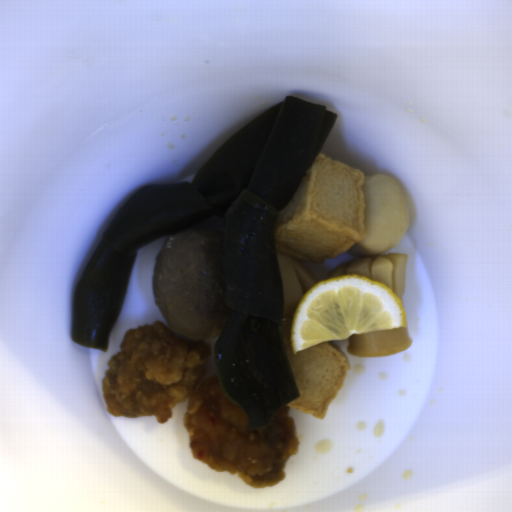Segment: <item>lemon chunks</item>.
Segmentation results:
<instances>
[{
  "label": "lemon chunks",
  "instance_id": "1",
  "mask_svg": "<svg viewBox=\"0 0 512 512\" xmlns=\"http://www.w3.org/2000/svg\"><path fill=\"white\" fill-rule=\"evenodd\" d=\"M407 327L401 299L384 283L359 274L317 281L306 290L292 316L295 354L351 335Z\"/></svg>",
  "mask_w": 512,
  "mask_h": 512
}]
</instances>
